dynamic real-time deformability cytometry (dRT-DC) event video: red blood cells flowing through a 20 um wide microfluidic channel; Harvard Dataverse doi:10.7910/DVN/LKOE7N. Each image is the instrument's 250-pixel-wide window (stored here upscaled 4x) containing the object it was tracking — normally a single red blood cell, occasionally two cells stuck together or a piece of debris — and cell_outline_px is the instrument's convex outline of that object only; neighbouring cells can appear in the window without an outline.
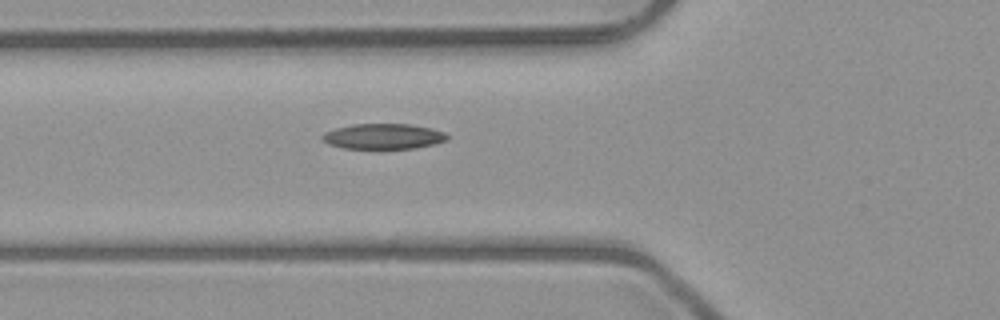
{"species": "common noctule bat (a hibernating species)", "species_latin": "Nyctalus noctula", "temperature_condition": "room temperature", "stored_images_in_passage": 6, "camera_frame_rate_fps": 3000, "um_per_image_px": 0.085, "animal": {"sex": "male", "body_mass_g": 23.1, "forearm_length_mm": 52.7}, "frame": {"image": 1, "passage_image": 6, "time_ms": 6.667, "image_size_px": [1000, 320], "cell_outline_px": [[448, 140], [432, 144], [412, 148], [344, 148], [328, 144], [320, 136], [324, 132], [336, 128], [352, 124], [408, 124], [428, 128], [444, 132], [448, 136]], "centroid_in_image_um": [32.54, 11.58], "position_along_channel_um": 93.3, "area_um2": 18.21}}